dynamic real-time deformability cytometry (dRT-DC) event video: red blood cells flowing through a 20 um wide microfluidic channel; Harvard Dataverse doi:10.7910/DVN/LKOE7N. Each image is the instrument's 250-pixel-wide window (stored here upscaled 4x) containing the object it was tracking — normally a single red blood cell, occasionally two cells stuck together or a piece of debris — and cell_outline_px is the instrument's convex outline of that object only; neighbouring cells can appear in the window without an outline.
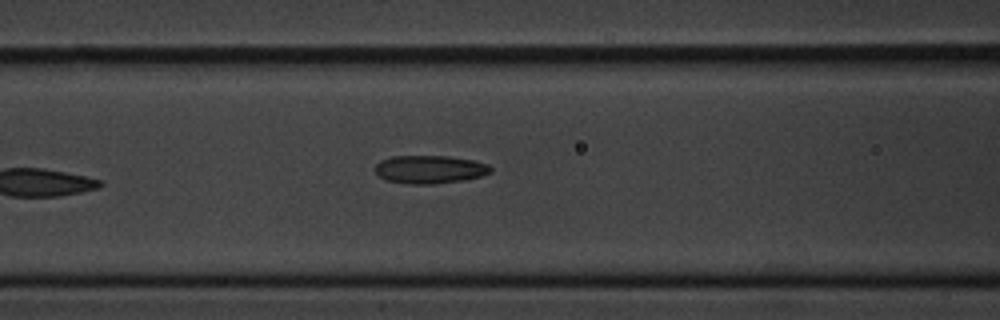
{"species": "common noctule bat (a hibernating species)", "species_latin": "Nyctalus noctula", "temperature_condition": "cold", "stored_images_in_passage": 6, "camera_frame_rate_fps": 3000, "um_per_image_px": 0.085, "animal": {"sex": "male", "body_mass_g": 20.1, "forearm_length_mm": 53.5}, "frame": {"image": 1, "passage_image": 6, "time_ms": 7.0, "image_size_px": [1000, 320], "cell_outline_px": [[492, 172], [480, 176], [464, 180], [432, 184], [408, 184], [388, 180], [380, 176], [376, 172], [376, 164], [380, 160], [392, 156], [448, 156], [472, 160], [488, 164], [492, 168]], "centroid_in_image_um": [36.54, 14.39], "position_along_channel_um": 130.1, "area_um2": 18.84}}